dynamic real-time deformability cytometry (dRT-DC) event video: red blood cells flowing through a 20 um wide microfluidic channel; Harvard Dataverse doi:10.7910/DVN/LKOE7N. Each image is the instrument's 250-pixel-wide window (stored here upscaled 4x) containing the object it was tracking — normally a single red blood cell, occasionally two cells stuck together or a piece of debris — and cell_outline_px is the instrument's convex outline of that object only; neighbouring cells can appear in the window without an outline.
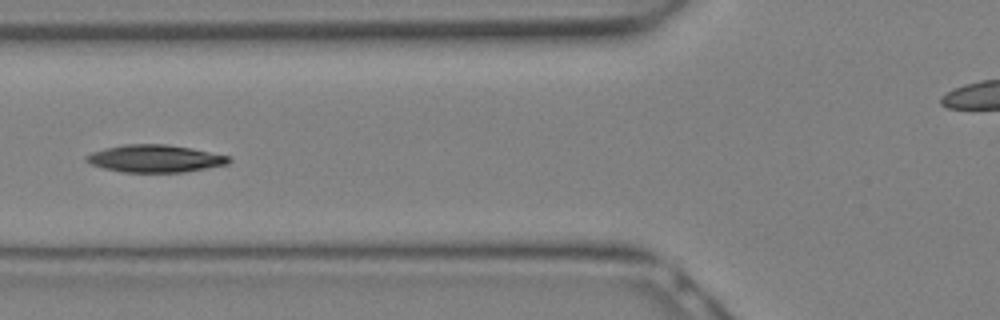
{"species": "Egyptian fruit bat (a non-hibernating species)", "species_latin": "Rousettus aegyptiacus", "temperature_condition": "warm", "stored_images_in_passage": 11, "camera_frame_rate_fps": 3000, "um_per_image_px": 0.085, "animal": {"sex": "female"}, "frame": {"image": 1, "passage_image": 10, "time_ms": 3.0, "image_size_px": [1000, 320], "cell_outline_px": [[232, 160], [228, 164], [184, 172], [124, 172], [104, 168], [92, 164], [84, 160], [84, 156], [92, 152], [104, 148], [124, 144], [164, 144], [192, 148], [228, 156]], "centroid_in_image_um": [13.16, 13.47], "position_along_channel_um": 112.6, "area_um2": 22.72}}